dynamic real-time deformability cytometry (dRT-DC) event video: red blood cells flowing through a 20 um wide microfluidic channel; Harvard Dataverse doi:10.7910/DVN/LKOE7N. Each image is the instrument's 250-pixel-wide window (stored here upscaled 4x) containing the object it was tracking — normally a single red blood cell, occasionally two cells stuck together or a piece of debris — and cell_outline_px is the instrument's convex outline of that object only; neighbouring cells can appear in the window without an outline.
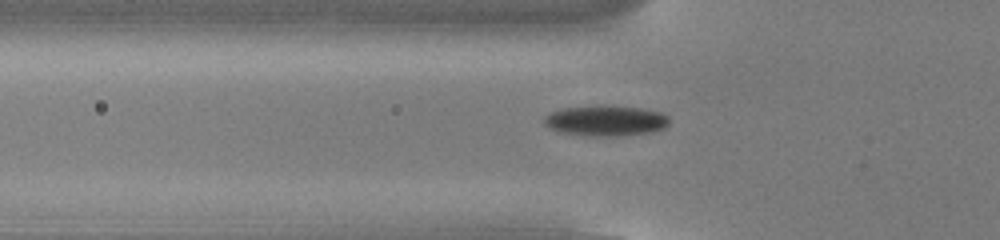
{"species": "common noctule bat (a hibernating species)", "species_latin": "Nyctalus noctula", "temperature_condition": "cold", "stored_images_in_passage": 54, "camera_frame_rate_fps": 3000, "um_per_image_px": 0.085, "animal": {"sex": "male", "body_mass_g": 13.0, "forearm_length_mm": 53.1}, "frame": {"image": 1, "passage_image": 19, "time_ms": 6.0, "image_size_px": [1000, 240], "cell_outline_px": [[668, 124], [664, 128], [652, 132], [620, 136], [588, 136], [560, 132], [548, 128], [544, 124], [544, 116], [552, 112], [564, 108], [640, 108], [660, 112], [668, 116]], "centroid_in_image_um": [51.48, 10.31], "position_along_channel_um": 74.3, "area_um2": 21.44}}
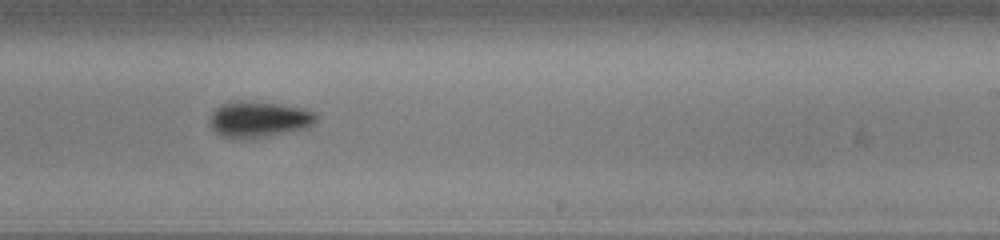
{"frame": {"image": 2, "passage_image": 34, "time_ms": 11.0, "image_size_px": [1000, 240], "cell_outline_px": [[316, 120], [308, 128], [252, 140], [232, 140], [220, 136], [208, 124], [208, 116], [220, 104], [240, 100], [280, 104], [300, 108], [312, 112], [316, 116]], "centroid_in_image_um": [21.91, 10.19], "position_along_channel_um": 267.1, "area_um2": 22.95}}
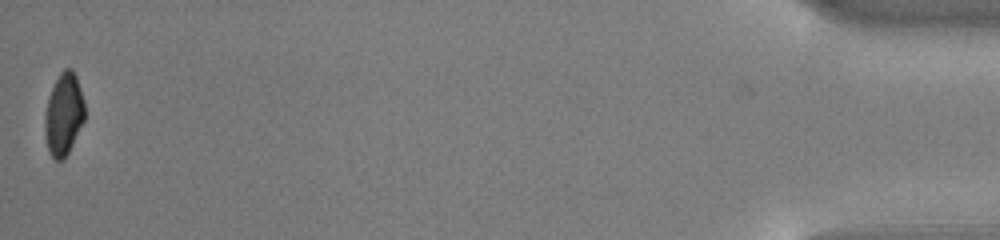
{"frame": {"image": 3, "passage_image": 54, "time_ms": 17.667, "image_size_px": [1000, 240], "cell_outline_px": [[84, 120], [64, 160], [56, 160], [48, 152], [44, 132], [44, 116], [48, 100], [52, 88], [60, 72], [64, 68], [72, 68], [76, 76], [84, 100]], "centroid_in_image_um": [5.4, 9.72], "position_along_channel_um": 429.8, "area_um2": 19.02}, "authors_computed_cell_mechanics": {"area_um2": 20.6635, "velocity_mm_per_s": 3.8557, "shape_relaxation_time_tau1_ms": 3.1652, "shape_relaxation_time_tau2_ms": null, "deformation_change_tau1": 0.1372, "deformation_change_tau2": null}}